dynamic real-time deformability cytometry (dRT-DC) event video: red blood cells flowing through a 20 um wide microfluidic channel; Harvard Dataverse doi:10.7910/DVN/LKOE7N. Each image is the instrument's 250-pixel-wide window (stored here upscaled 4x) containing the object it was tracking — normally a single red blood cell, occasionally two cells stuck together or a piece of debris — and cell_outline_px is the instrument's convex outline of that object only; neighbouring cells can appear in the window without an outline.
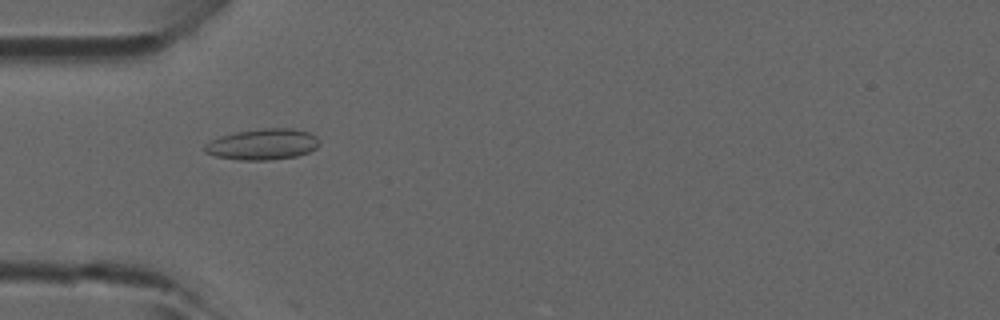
{"species": "common noctule bat (a hibernating species)", "species_latin": "Nyctalus noctula", "temperature_condition": "room temperature", "stored_images_in_passage": 5, "camera_frame_rate_fps": 3000, "um_per_image_px": 0.085, "animal": {"sex": "male", "forearm_length_mm": 52.5}, "frame": {"image": 1, "passage_image": 4, "time_ms": 1.0, "image_size_px": [1000, 320], "cell_outline_px": [[320, 144], [316, 148], [308, 152], [296, 156], [272, 160], [240, 160], [216, 156], [204, 152], [204, 144], [220, 136], [236, 132], [264, 128], [292, 128], [308, 132], [316, 136]], "centroid_in_image_um": [22.33, 12.27], "position_along_channel_um": 62.7, "area_um2": 20.69}}